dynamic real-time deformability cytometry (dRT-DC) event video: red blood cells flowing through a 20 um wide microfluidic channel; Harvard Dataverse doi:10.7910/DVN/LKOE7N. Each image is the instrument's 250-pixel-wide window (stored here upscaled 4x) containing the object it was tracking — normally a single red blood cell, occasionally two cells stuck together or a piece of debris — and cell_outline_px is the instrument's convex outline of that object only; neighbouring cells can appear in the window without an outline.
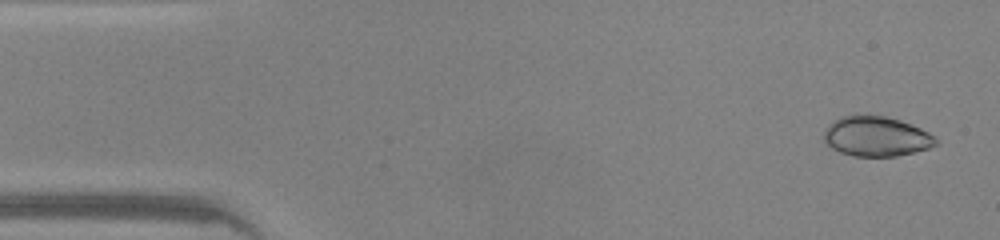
{"species": "common noctule bat (a hibernating species)", "species_latin": "Nyctalus noctula", "temperature_condition": "warm", "stored_images_in_passage": 46, "camera_frame_rate_fps": 3000, "um_per_image_px": 0.085, "animal": {"sex": "male", "body_mass_g": 20.0, "forearm_length_mm": 53.3}, "frame": {"image": 1, "passage_image": 2, "time_ms": 0.333, "image_size_px": [1000, 240], "cell_outline_px": [[940, 144], [928, 148], [896, 156], [852, 156], [840, 152], [832, 148], [824, 140], [824, 132], [828, 124], [840, 116], [884, 116], [900, 120], [920, 128], [936, 136], [940, 140]], "centroid_in_image_um": [74.51, 11.6], "position_along_channel_um": 10.5, "area_um2": 25.95}}
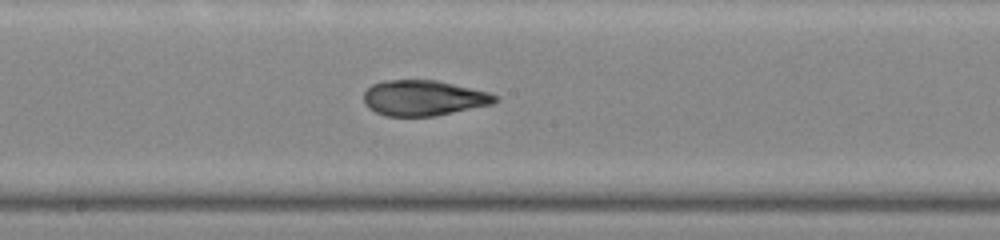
{"frame": {"image": 2, "passage_image": 24, "time_ms": 7.667, "image_size_px": [1000, 240], "cell_outline_px": [[500, 100], [492, 104], [436, 116], [384, 116], [368, 108], [364, 104], [364, 92], [372, 84], [384, 80], [436, 80], [488, 92], [496, 96]], "centroid_in_image_um": [35.98, 8.33], "position_along_channel_um": 212.2, "area_um2": 27.17}}
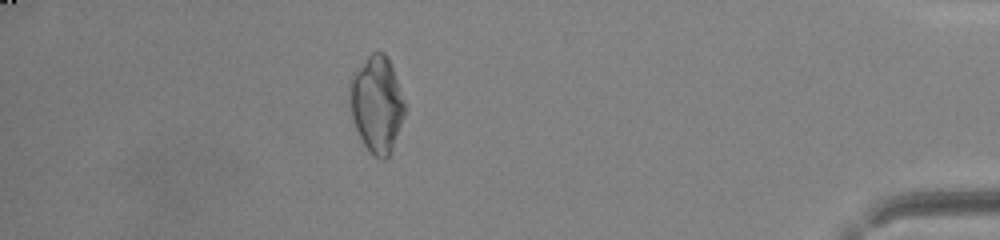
{"frame": {"image": 3, "passage_image": 41, "time_ms": 13.333, "image_size_px": [1000, 240], "cell_outline_px": [[408, 108], [392, 148], [388, 156], [384, 160], [380, 160], [364, 144], [356, 128], [348, 104], [348, 80], [352, 72], [372, 52], [384, 52], [392, 68]], "centroid_in_image_um": [32.01, 8.82], "position_along_channel_um": 403.2, "area_um2": 31.21}, "authors_computed_cell_mechanics": {"area_um2": 27.6862, "velocity_mm_per_s": 4.2873, "shape_relaxation_time_tau1_ms": null, "shape_relaxation_time_tau2_ms": 1.142, "deformation_change_tau1": null, "deformation_change_tau2": 0.0611}}